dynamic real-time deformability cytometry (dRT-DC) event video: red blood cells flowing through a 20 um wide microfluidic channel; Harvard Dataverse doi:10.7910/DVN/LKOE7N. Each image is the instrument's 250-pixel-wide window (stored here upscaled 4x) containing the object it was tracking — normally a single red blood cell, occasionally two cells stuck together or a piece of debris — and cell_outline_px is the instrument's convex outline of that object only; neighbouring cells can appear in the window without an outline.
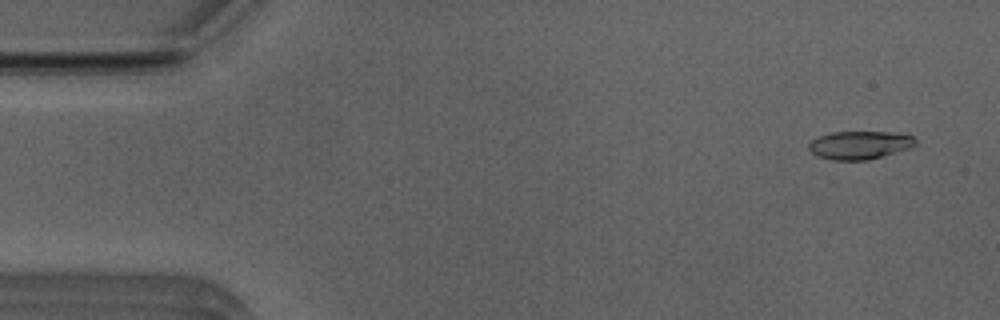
{"species": "Egyptian fruit bat (a non-hibernating species)", "species_latin": "Rousettus aegyptiacus", "temperature_condition": "room temperature", "stored_images_in_passage": 50, "camera_frame_rate_fps": 3000, "um_per_image_px": 0.085, "animal": {"sex": "male"}, "frame": {"image": 1, "passage_image": 3, "time_ms": 0.667, "image_size_px": [1000, 320], "cell_outline_px": [[916, 144], [912, 148], [868, 160], [832, 160], [816, 156], [808, 148], [808, 144], [812, 140], [820, 136], [832, 132], [900, 132], [912, 136], [916, 140]], "centroid_in_image_um": [73.1, 12.33], "position_along_channel_um": 11.9, "area_um2": 17.69}}
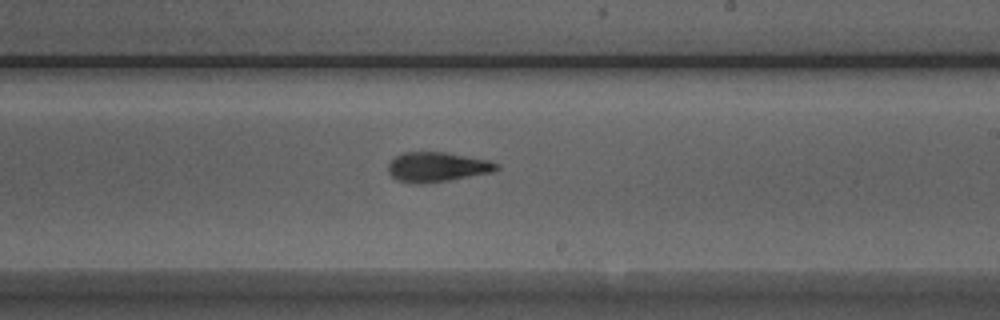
{"frame": {"image": 2, "passage_image": 30, "time_ms": 9.667, "image_size_px": [1000, 320], "cell_outline_px": [[500, 168], [492, 172], [448, 180], [424, 184], [412, 184], [396, 180], [388, 172], [388, 164], [396, 156], [404, 152], [444, 152], [488, 160], [500, 164]], "centroid_in_image_um": [37.14, 14.2], "position_along_channel_um": 251.9, "area_um2": 18.79}}
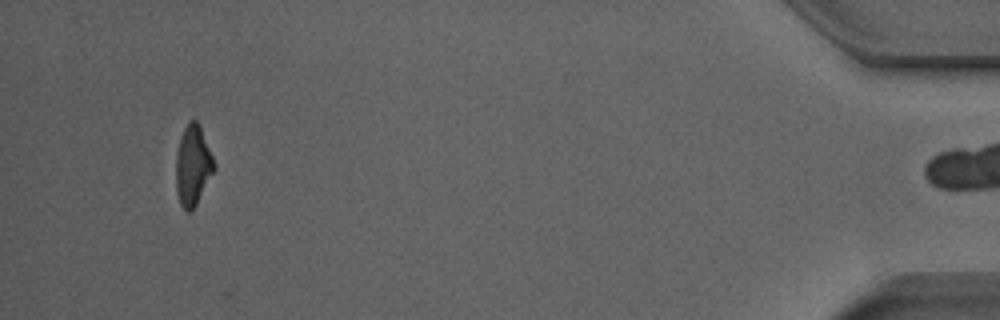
{"frame": {"image": 3, "passage_image": 49, "time_ms": 16.0, "image_size_px": [1000, 320], "cell_outline_px": [[216, 168], [196, 204], [188, 212], [180, 204], [176, 192], [176, 152], [180, 136], [188, 120], [196, 120], [200, 124], [216, 164]], "centroid_in_image_um": [16.4, 14.01], "position_along_channel_um": 418.8, "area_um2": 17.98}, "authors_computed_cell_mechanics": {"area_um2": 18.4382, "velocity_mm_per_s": 3.9232, "shape_relaxation_time_tau1_ms": 5.5826, "shape_relaxation_time_tau2_ms": 2.7007, "deformation_change_tau1": 0.2015, "deformation_change_tau2": 0.1176}}